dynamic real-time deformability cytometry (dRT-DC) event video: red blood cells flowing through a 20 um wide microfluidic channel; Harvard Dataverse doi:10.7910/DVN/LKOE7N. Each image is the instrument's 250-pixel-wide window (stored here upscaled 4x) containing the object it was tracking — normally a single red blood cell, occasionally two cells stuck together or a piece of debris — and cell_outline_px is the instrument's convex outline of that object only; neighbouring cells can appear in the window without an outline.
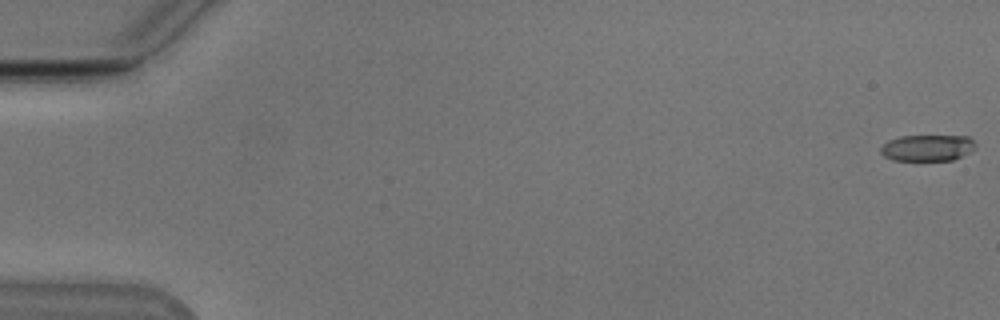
{"species": "Egyptian fruit bat (a non-hibernating species)", "species_latin": "Rousettus aegyptiacus", "temperature_condition": "cold", "stored_images_in_passage": 13, "camera_frame_rate_fps": 3000, "um_per_image_px": 0.085, "animal": {"sex": "male"}, "frame": {"image": 1, "passage_image": 1, "time_ms": 0.0, "image_size_px": [1000, 320], "cell_outline_px": [[976, 148], [952, 160], [892, 160], [884, 156], [880, 152], [880, 148], [888, 140], [900, 136], [968, 136], [976, 144]], "centroid_in_image_um": [78.81, 12.56], "position_along_channel_um": 6.2, "area_um2": 14.45}}